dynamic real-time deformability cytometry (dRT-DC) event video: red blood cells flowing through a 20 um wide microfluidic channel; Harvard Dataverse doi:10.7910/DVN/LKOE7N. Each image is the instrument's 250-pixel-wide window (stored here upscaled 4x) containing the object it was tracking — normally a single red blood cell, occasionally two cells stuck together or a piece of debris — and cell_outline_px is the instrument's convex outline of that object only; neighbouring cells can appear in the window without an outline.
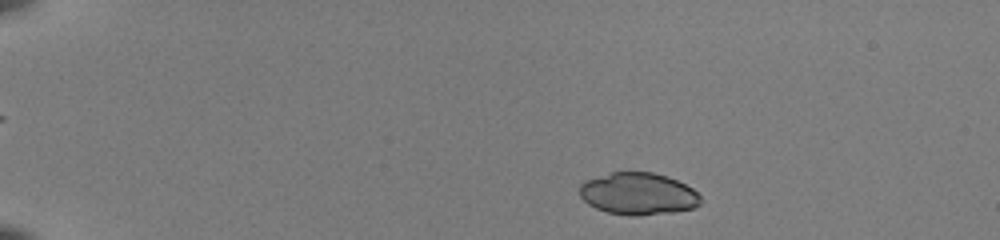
{"species": "common noctule bat (a hibernating species)", "species_latin": "Nyctalus noctula", "temperature_condition": "room temperature", "stored_images_in_passage": 45, "camera_frame_rate_fps": 3000, "um_per_image_px": 0.085, "animal": {"sex": "female", "body_mass_g": 22.0, "forearm_length_mm": 56.7}, "frame": {"image": 1, "passage_image": 3, "time_ms": 0.667, "image_size_px": [1000, 240], "cell_outline_px": [[704, 200], [700, 204], [692, 208], [672, 212], [636, 216], [628, 216], [608, 212], [596, 208], [588, 204], [580, 196], [580, 184], [584, 180], [612, 172], [652, 172], [668, 176], [692, 188]], "centroid_in_image_um": [54.24, 16.47], "position_along_channel_um": 30.8, "area_um2": 29.77}}